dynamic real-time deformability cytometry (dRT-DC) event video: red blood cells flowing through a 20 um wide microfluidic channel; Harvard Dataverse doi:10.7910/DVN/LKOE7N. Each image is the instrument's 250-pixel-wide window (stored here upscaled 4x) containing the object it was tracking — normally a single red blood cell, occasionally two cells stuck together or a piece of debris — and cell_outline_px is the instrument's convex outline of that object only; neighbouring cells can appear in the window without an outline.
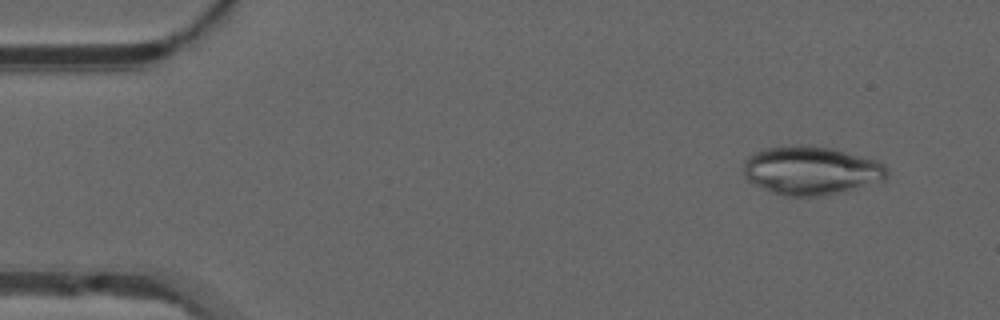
{"species": "common noctule bat (a hibernating species)", "species_latin": "Nyctalus noctula", "temperature_condition": "warm", "stored_images_in_passage": 50, "camera_frame_rate_fps": 3000, "um_per_image_px": 0.085, "animal": {"sex": "male", "forearm_length_mm": 52.5}, "frame": {"image": 1, "passage_image": 4, "time_ms": 1.0, "image_size_px": [1000, 320], "cell_outline_px": [[888, 176], [884, 180], [844, 192], [824, 196], [784, 196], [772, 192], [748, 180], [744, 176], [744, 160], [748, 156], [764, 148], [796, 144], [800, 144], [836, 148], [876, 160], [884, 164], [888, 168]], "centroid_in_image_um": [68.97, 14.48], "position_along_channel_um": 16.0, "area_um2": 41.1}}
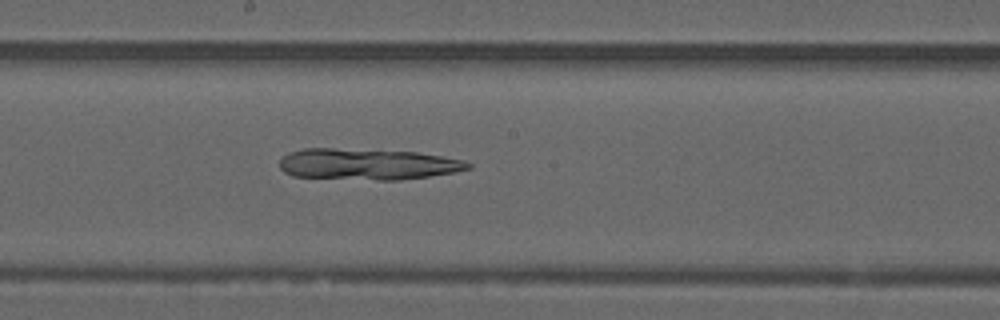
{"frame": {"image": 2, "passage_image": 27, "time_ms": 8.667, "image_size_px": [1000, 320], "cell_outline_px": [[472, 168], [456, 172], [400, 180], [380, 180], [292, 176], [284, 172], [280, 168], [280, 160], [288, 152], [304, 148], [332, 148], [416, 152], [464, 160], [472, 164]], "centroid_in_image_um": [31.24, 13.95], "position_along_channel_um": 217.0, "area_um2": 34.22}}
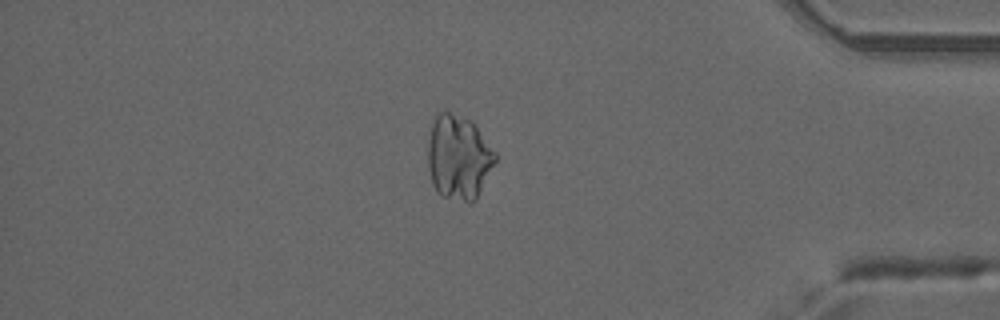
{"frame": {"image": 3, "passage_image": 43, "time_ms": 14.0, "image_size_px": [1000, 320], "cell_outline_px": [[496, 160], [476, 200], [472, 204], [468, 204], [440, 196], [436, 192], [432, 184], [428, 168], [428, 140], [432, 124], [436, 112], [444, 108], [472, 120], [496, 152]], "centroid_in_image_um": [38.96, 13.36], "position_along_channel_um": 396.2, "area_um2": 34.1}}